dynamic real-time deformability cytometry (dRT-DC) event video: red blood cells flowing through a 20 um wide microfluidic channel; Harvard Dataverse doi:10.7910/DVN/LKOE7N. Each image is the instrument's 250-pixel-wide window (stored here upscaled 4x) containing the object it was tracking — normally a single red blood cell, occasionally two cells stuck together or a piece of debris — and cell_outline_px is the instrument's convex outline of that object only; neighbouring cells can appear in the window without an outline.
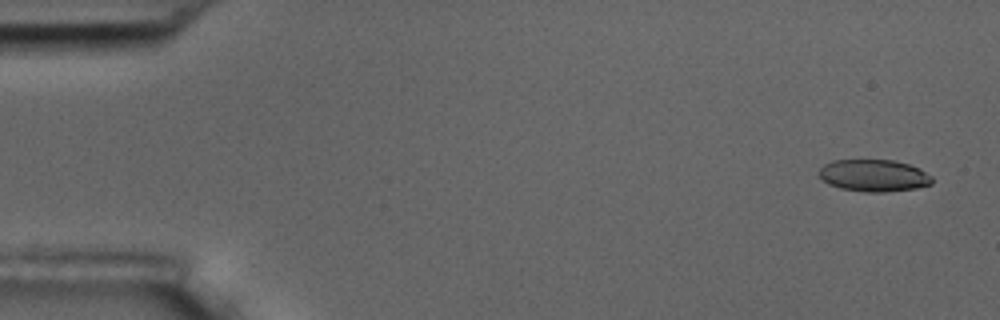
{"species": "common noctule bat (a hibernating species)", "species_latin": "Nyctalus noctula", "temperature_condition": "room temperature", "stored_images_in_passage": 7, "camera_frame_rate_fps": 3000, "um_per_image_px": 0.085, "animal": {"sex": "male", "body_mass_g": 17.5, "forearm_length_mm": 52.3}, "frame": {"image": 1, "passage_image": 1, "time_ms": 0.0, "image_size_px": [1000, 320], "cell_outline_px": [[932, 184], [916, 188], [884, 192], [868, 192], [840, 188], [828, 184], [820, 176], [820, 168], [824, 164], [832, 160], [896, 160], [920, 168], [932, 176]], "centroid_in_image_um": [74.3, 14.91], "position_along_channel_um": 10.7, "area_um2": 21.1}}
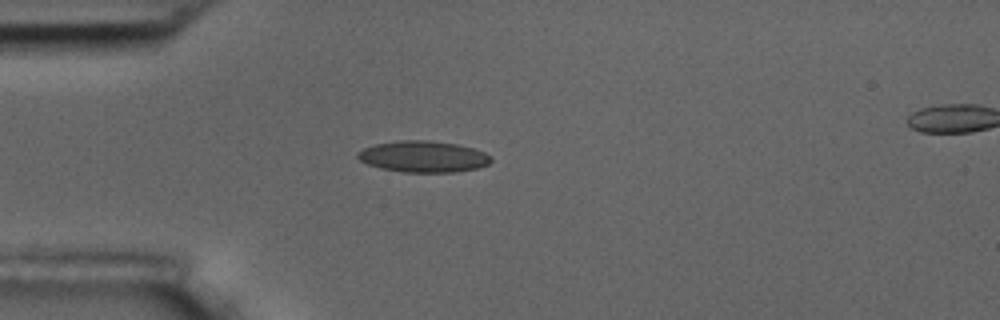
{"frame": {"image": 2, "passage_image": 4, "time_ms": 4.333, "image_size_px": [1000, 320], "cell_outline_px": [[492, 160], [488, 164], [476, 168], [452, 172], [404, 172], [380, 168], [368, 164], [360, 160], [356, 156], [356, 152], [364, 148], [376, 144], [400, 140], [428, 140], [456, 144], [472, 148], [484, 152], [492, 156]], "centroid_in_image_um": [35.96, 13.31], "position_along_channel_um": 49.0, "area_um2": 24.22}}